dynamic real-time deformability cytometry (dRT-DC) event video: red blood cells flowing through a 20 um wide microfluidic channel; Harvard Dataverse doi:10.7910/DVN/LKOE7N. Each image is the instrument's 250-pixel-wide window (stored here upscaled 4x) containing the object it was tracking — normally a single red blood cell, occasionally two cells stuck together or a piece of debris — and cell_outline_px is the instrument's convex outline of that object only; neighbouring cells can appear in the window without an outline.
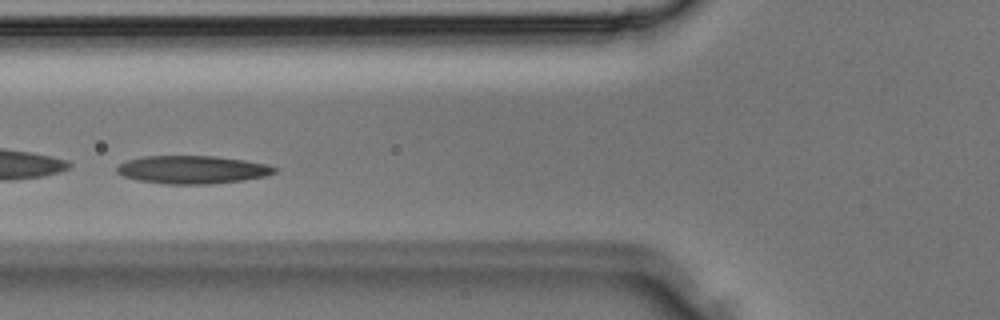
{"species": "Egyptian fruit bat (a non-hibernating species)", "species_latin": "Rousettus aegyptiacus", "temperature_condition": "room temperature", "stored_images_in_passage": 31, "camera_frame_rate_fps": 3000, "um_per_image_px": 0.085, "animal": {"sex": "male"}, "frame": {"image": 1, "passage_image": 10, "time_ms": 3.0, "image_size_px": [1000, 320], "cell_outline_px": [[276, 172], [264, 176], [244, 180], [212, 184], [164, 184], [136, 180], [124, 176], [116, 172], [116, 168], [120, 164], [128, 160], [144, 156], [216, 156], [244, 160], [268, 164], [276, 168]], "centroid_in_image_um": [16.35, 14.42], "position_along_channel_um": 109.5, "area_um2": 25.78}}